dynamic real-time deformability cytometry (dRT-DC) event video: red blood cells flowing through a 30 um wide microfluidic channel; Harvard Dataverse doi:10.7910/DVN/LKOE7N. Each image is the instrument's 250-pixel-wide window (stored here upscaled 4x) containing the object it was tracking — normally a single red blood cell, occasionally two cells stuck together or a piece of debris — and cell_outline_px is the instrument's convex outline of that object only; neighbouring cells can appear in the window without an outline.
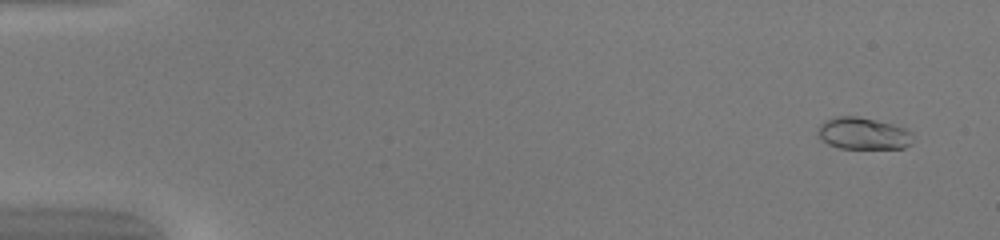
{"species": "common noctule bat (a hibernating species)", "species_latin": "Nyctalus noctula", "temperature_condition": "warm", "stored_images_in_passage": 51, "camera_frame_rate_fps": 3000, "um_per_image_px": 0.085, "animal": {"sex": "female", "body_mass_g": 20.0, "forearm_length_mm": 54.0}, "frame": {"image": 1, "passage_image": 4, "time_ms": 1.0, "image_size_px": [1000, 240], "cell_outline_px": [[912, 144], [904, 148], [840, 148], [828, 144], [816, 132], [820, 124], [824, 120], [836, 116], [856, 116], [876, 120], [892, 124], [904, 128], [912, 132]], "centroid_in_image_um": [73.37, 11.34], "position_along_channel_um": 11.6, "area_um2": 17.69}}
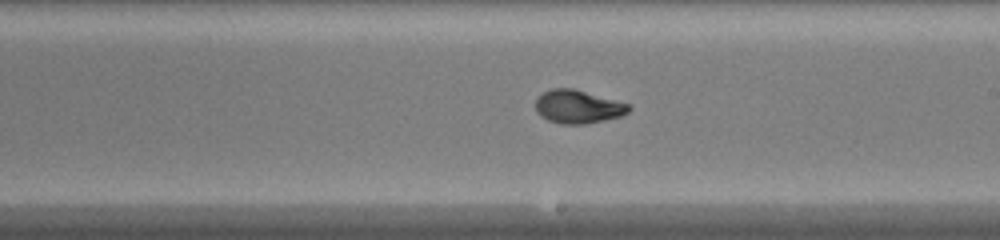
{"frame": {"image": 2, "passage_image": 31, "time_ms": 10.0, "image_size_px": [1000, 240], "cell_outline_px": [[632, 108], [628, 112], [620, 116], [604, 120], [584, 124], [560, 124], [548, 120], [540, 116], [536, 112], [536, 96], [552, 88], [572, 88], [628, 104]], "centroid_in_image_um": [49.08, 9.08], "position_along_channel_um": 239.9, "area_um2": 17.98}}
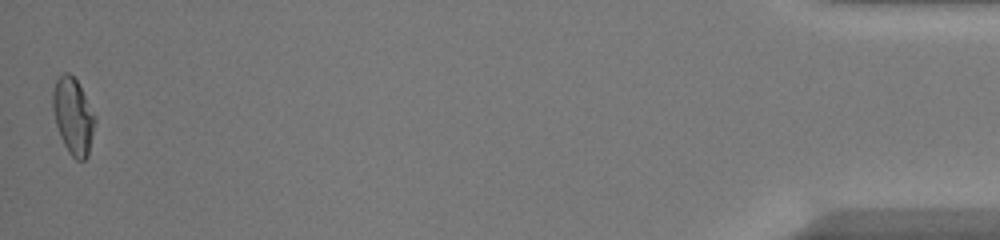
{"frame": {"image": 3, "passage_image": 51, "time_ms": 16.667, "image_size_px": [1000, 240], "cell_outline_px": [[96, 120], [88, 156], [84, 160], [76, 160], [68, 152], [60, 136], [56, 124], [52, 108], [52, 92], [56, 80], [64, 72], [68, 72], [76, 80], [96, 116]], "centroid_in_image_um": [6.21, 9.89], "position_along_channel_um": 429.0, "area_um2": 18.73}, "authors_computed_cell_mechanics": {"area_um2": 17.8602, "velocity_mm_per_s": 4.1807, "shape_relaxation_time_tau1_ms": 5.5575, "shape_relaxation_time_tau2_ms": 0.815, "deformation_change_tau1": 0.2209, "deformation_change_tau2": 0.0479}}